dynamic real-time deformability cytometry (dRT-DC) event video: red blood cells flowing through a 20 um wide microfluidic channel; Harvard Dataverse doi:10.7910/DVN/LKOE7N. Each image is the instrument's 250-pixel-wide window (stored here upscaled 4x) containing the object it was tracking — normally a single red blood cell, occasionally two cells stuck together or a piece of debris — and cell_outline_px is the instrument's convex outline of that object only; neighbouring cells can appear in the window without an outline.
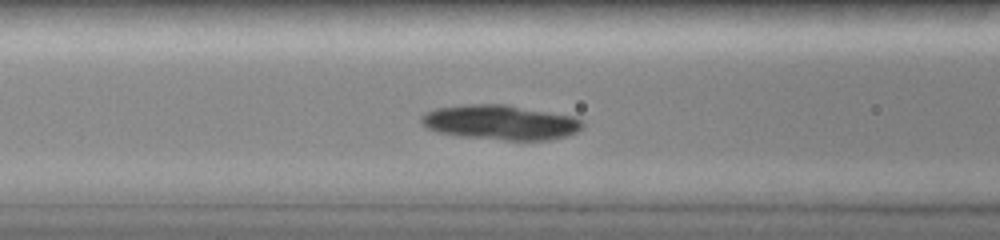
{"species": "common noctule bat (a hibernating species)", "species_latin": "Nyctalus noctula", "temperature_condition": "room temperature", "stored_images_in_passage": 11, "camera_frame_rate_fps": 3000, "um_per_image_px": 0.085, "animal": {"sex": "female", "body_mass_g": 19.0, "forearm_length_mm": 51.5}, "frame": {"image": 1, "passage_image": 8, "time_ms": 4.333, "image_size_px": [1000, 240], "cell_outline_px": [[584, 124], [576, 132], [568, 136], [548, 140], [504, 140], [460, 136], [440, 132], [428, 128], [420, 120], [420, 116], [424, 112], [436, 108], [468, 104], [504, 104], [576, 116]], "centroid_in_image_um": [42.56, 10.4], "position_along_channel_um": 124.0, "area_um2": 32.71}}